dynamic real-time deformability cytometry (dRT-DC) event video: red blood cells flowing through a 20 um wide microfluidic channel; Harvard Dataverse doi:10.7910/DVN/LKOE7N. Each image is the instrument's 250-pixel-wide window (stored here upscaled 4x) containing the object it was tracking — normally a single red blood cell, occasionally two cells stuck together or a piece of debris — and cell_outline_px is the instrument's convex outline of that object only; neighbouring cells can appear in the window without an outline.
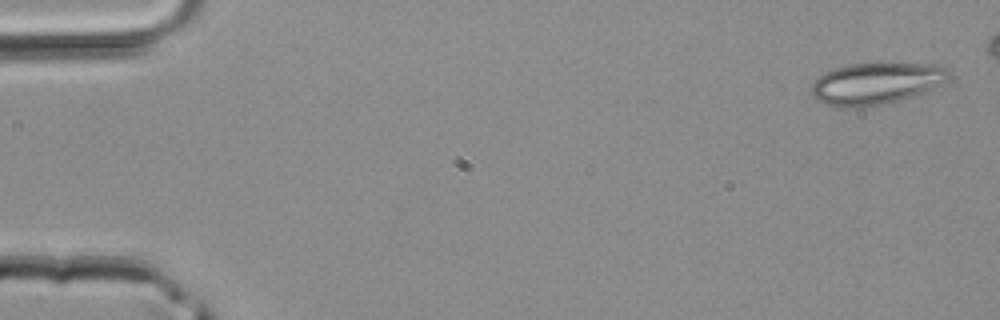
{"species": "common noctule bat (a hibernating species)", "species_latin": "Nyctalus noctula", "temperature_condition": "room temperature", "stored_images_in_passage": 3, "camera_frame_rate_fps": 3000, "um_per_image_px": 0.085, "animal": {"sex": "male", "body_mass_g": 20.4}, "frame": {"image": 1, "passage_image": 1, "time_ms": 0.0, "image_size_px": [1000, 320], "cell_outline_px": [[952, 76], [948, 80], [924, 92], [912, 96], [884, 104], [864, 108], [836, 108], [812, 96], [812, 84], [824, 72], [848, 64], [876, 60], [936, 64], [948, 68], [952, 72]], "centroid_in_image_um": [74.53, 7.04], "position_along_channel_um": 10.5, "area_um2": 34.68}}